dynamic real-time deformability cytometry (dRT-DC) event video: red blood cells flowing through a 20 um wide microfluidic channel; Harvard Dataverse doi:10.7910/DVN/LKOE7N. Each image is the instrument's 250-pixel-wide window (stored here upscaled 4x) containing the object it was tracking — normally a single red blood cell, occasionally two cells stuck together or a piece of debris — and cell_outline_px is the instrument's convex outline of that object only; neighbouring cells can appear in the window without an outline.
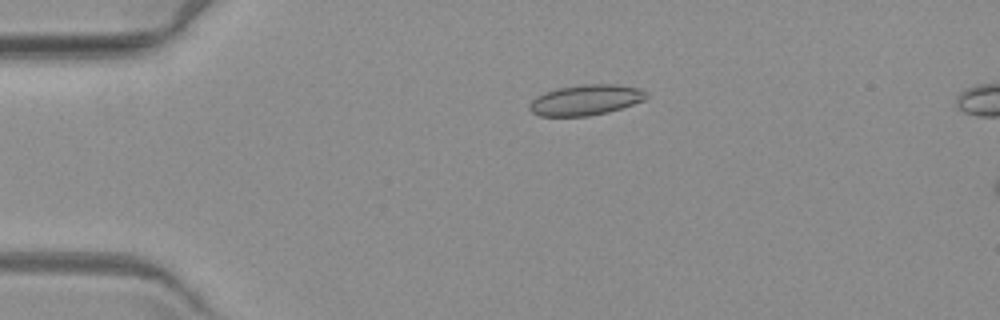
{"species": "common noctule bat (a hibernating species)", "species_latin": "Nyctalus noctula", "temperature_condition": "warm", "stored_images_in_passage": 6, "camera_frame_rate_fps": 3000, "um_per_image_px": 0.085, "animal": {"sex": "female", "body_mass_g": 19.3, "forearm_length_mm": 54.1}, "frame": {"image": 1, "passage_image": 4, "time_ms": 3.667, "image_size_px": [1000, 320], "cell_outline_px": [[648, 96], [644, 100], [608, 112], [588, 116], [540, 116], [532, 112], [528, 108], [528, 104], [536, 96], [544, 92], [560, 88], [580, 84], [616, 84], [636, 88], [648, 92]], "centroid_in_image_um": [49.76, 8.5], "position_along_channel_um": 35.2, "area_um2": 20.75}}